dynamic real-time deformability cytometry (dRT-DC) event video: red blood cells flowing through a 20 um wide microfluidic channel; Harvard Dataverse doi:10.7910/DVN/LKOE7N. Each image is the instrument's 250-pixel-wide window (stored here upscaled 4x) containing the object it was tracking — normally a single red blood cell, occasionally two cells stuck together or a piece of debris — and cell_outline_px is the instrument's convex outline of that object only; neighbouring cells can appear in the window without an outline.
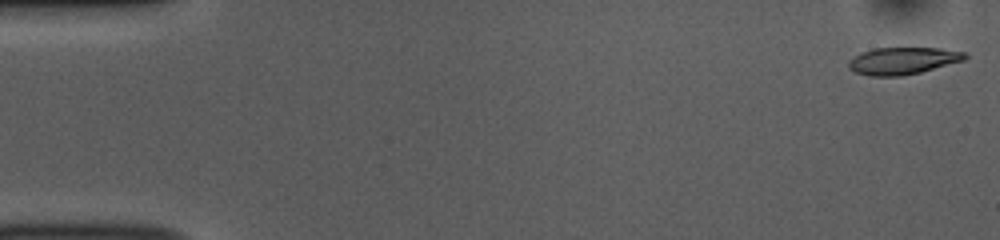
{"species": "common noctule bat (a hibernating species)", "species_latin": "Nyctalus noctula", "temperature_condition": "room temperature", "stored_images_in_passage": 52, "camera_frame_rate_fps": 3000, "um_per_image_px": 0.085, "animal": {"sex": "female", "body_mass_g": 10.0, "forearm_length_mm": 53.1}, "frame": {"image": 1, "passage_image": 1, "time_ms": 0.0, "image_size_px": [1000, 240], "cell_outline_px": [[968, 56], [964, 60], [920, 72], [904, 76], [872, 76], [856, 72], [848, 68], [848, 60], [860, 52], [872, 48], [940, 48], [964, 52]], "centroid_in_image_um": [76.7, 5.16], "position_along_channel_um": 8.3, "area_um2": 18.38}}
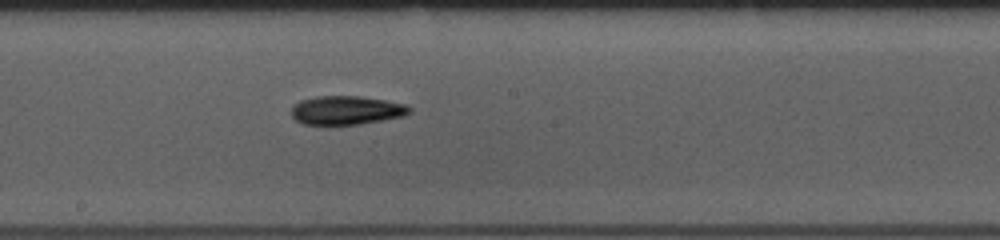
{"frame": {"image": 2, "passage_image": 28, "time_ms": 9.0, "image_size_px": [1000, 240], "cell_outline_px": [[412, 112], [404, 116], [384, 120], [360, 124], [304, 124], [296, 120], [292, 116], [292, 108], [300, 100], [316, 96], [360, 96], [408, 104], [412, 108]], "centroid_in_image_um": [29.5, 9.36], "position_along_channel_um": 218.7, "area_um2": 19.83}}
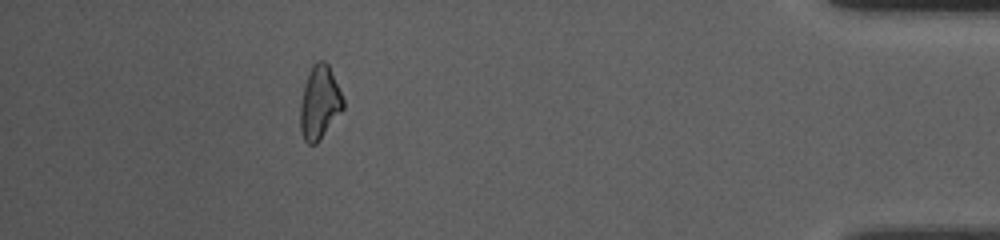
{"frame": {"image": 3, "passage_image": 47, "time_ms": 15.333, "image_size_px": [1000, 240], "cell_outline_px": [[344, 108], [320, 140], [316, 144], [308, 144], [304, 140], [300, 128], [300, 100], [304, 84], [308, 72], [312, 64], [316, 60], [324, 60], [328, 64], [344, 100]], "centroid_in_image_um": [27.14, 8.71], "position_along_channel_um": 408.1, "area_um2": 18.5}, "authors_computed_cell_mechanics": {"area_um2": 18.9873, "velocity_mm_per_s": 3.8175, "shape_relaxation_time_tau1_ms": 3.477, "shape_relaxation_time_tau2_ms": null, "deformation_change_tau1": 0.1313, "deformation_change_tau2": null}}